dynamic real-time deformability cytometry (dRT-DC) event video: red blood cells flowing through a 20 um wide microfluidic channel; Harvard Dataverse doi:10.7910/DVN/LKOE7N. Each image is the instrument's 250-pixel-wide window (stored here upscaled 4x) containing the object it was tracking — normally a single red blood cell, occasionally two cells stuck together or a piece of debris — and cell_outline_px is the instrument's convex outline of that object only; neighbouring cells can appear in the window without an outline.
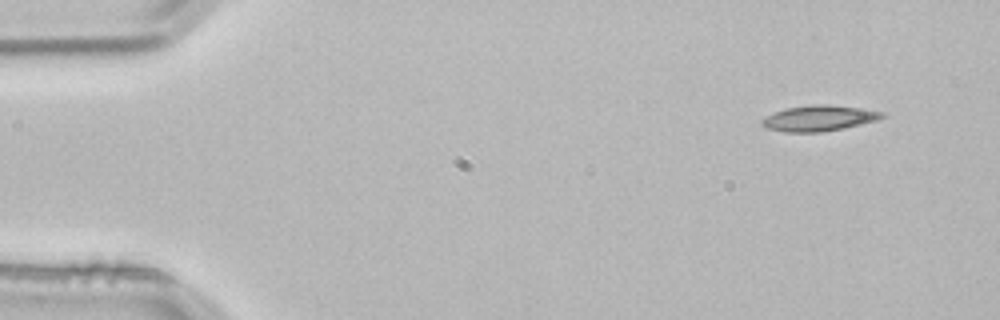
{"species": "common noctule bat (a hibernating species)", "species_latin": "Nyctalus noctula", "temperature_condition": "room temperature", "stored_images_in_passage": 3, "camera_frame_rate_fps": 3000, "um_per_image_px": 0.085, "animal": {"sex": "male", "body_mass_g": 21.5, "forearm_length_mm": 52.0}, "frame": {"image": 1, "passage_image": 1, "time_ms": 0.0, "image_size_px": [1000, 320], "cell_outline_px": [[888, 116], [876, 120], [844, 128], [820, 132], [784, 132], [768, 128], [760, 124], [760, 120], [784, 108], [816, 104], [828, 104], [888, 112]], "centroid_in_image_um": [69.65, 10.04], "position_along_channel_um": 15.3, "area_um2": 17.98}}
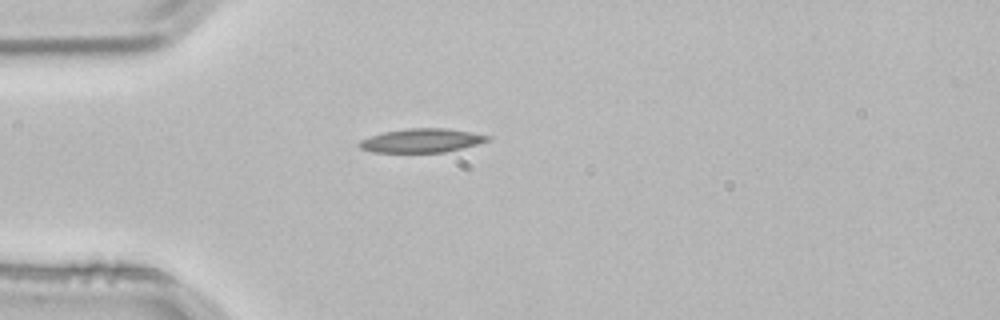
{"frame": {"image": 2, "passage_image": 3, "time_ms": 0.667, "image_size_px": [1000, 320], "cell_outline_px": [[492, 140], [480, 144], [444, 152], [372, 152], [360, 148], [356, 144], [360, 140], [368, 136], [384, 132], [408, 128], [444, 128], [472, 132], [492, 136]], "centroid_in_image_um": [35.86, 11.94], "position_along_channel_um": 49.1, "area_um2": 18.03}}